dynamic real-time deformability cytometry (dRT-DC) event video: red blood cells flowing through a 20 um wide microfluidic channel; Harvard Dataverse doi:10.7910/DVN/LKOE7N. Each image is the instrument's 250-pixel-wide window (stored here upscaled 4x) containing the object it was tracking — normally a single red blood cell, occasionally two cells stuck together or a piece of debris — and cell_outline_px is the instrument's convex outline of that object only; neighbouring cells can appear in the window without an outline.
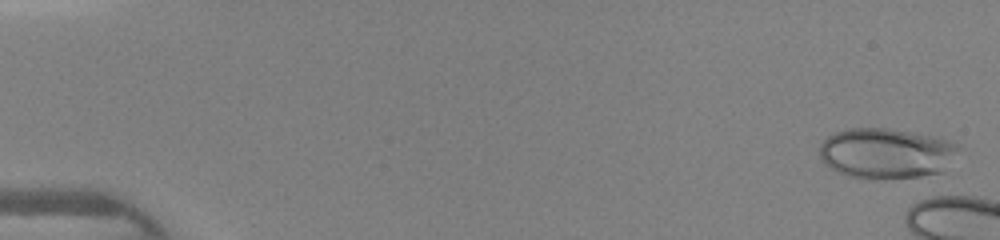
{"species": "human", "species_latin": "Homo sapiens", "temperature_condition": "warm", "stored_images_in_passage": 7, "camera_frame_rate_fps": 3000, "um_per_image_px": 0.085, "donor": {"sex": "female"}, "frame": {"image": 1, "passage_image": 1, "time_ms": 0.0, "image_size_px": [1000, 240], "cell_outline_px": [[960, 144], [944, 172], [920, 176], [852, 176], [840, 172], [824, 164], [820, 160], [820, 144], [828, 136], [836, 132], [848, 128], [888, 128], [936, 136]], "centroid_in_image_um": [75.33, 12.97], "position_along_channel_um": 9.7, "area_um2": 39.94}}